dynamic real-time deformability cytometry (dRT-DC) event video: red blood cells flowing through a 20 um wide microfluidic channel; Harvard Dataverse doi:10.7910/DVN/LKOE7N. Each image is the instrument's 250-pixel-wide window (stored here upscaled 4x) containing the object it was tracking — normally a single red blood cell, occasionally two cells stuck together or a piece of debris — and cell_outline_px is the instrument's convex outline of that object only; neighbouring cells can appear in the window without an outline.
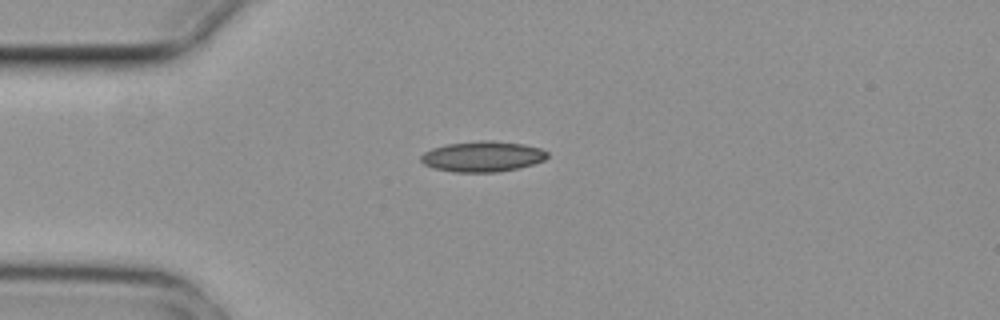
{"species": "common noctule bat (a hibernating species)", "species_latin": "Nyctalus noctula", "temperature_condition": "cold", "stored_images_in_passage": 3, "camera_frame_rate_fps": 3000, "um_per_image_px": 0.085, "animal": {"sex": "female", "body_mass_g": 29.2, "forearm_length_mm": 56.3}, "frame": {"image": 1, "passage_image": 1, "time_ms": 0.0, "image_size_px": [1000, 320], "cell_outline_px": [[548, 156], [544, 160], [520, 168], [496, 172], [452, 172], [432, 168], [424, 164], [420, 160], [420, 156], [424, 152], [432, 148], [444, 144], [480, 140], [492, 140], [524, 144], [540, 148], [548, 152]], "centroid_in_image_um": [40.99, 13.3], "position_along_channel_um": 44.0, "area_um2": 22.77}}
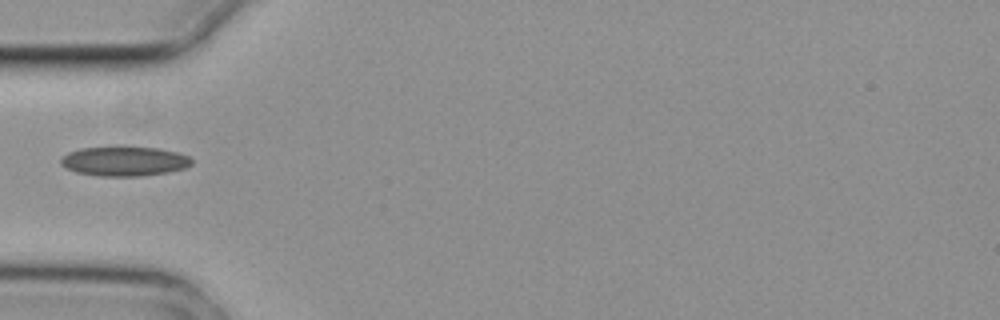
{"frame": {"image": 2, "passage_image": 2, "time_ms": 0.333, "image_size_px": [1000, 320], "cell_outline_px": [[192, 164], [184, 168], [168, 172], [140, 176], [100, 176], [76, 172], [60, 164], [60, 160], [68, 152], [80, 148], [160, 148], [176, 152], [188, 156], [192, 160]], "centroid_in_image_um": [10.58, 13.72], "position_along_channel_um": 74.4, "area_um2": 22.08}}
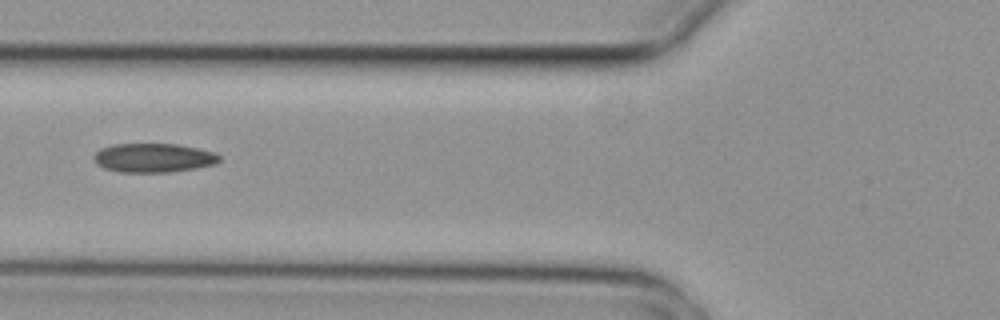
{"frame": {"image": 3, "passage_image": 3, "time_ms": 0.667, "image_size_px": [1000, 320], "cell_outline_px": [[220, 160], [216, 164], [196, 168], [168, 172], [120, 172], [104, 168], [96, 164], [92, 156], [100, 148], [112, 144], [176, 144], [216, 152], [220, 156]], "centroid_in_image_um": [13.03, 13.41], "position_along_channel_um": 112.8, "area_um2": 21.33}}